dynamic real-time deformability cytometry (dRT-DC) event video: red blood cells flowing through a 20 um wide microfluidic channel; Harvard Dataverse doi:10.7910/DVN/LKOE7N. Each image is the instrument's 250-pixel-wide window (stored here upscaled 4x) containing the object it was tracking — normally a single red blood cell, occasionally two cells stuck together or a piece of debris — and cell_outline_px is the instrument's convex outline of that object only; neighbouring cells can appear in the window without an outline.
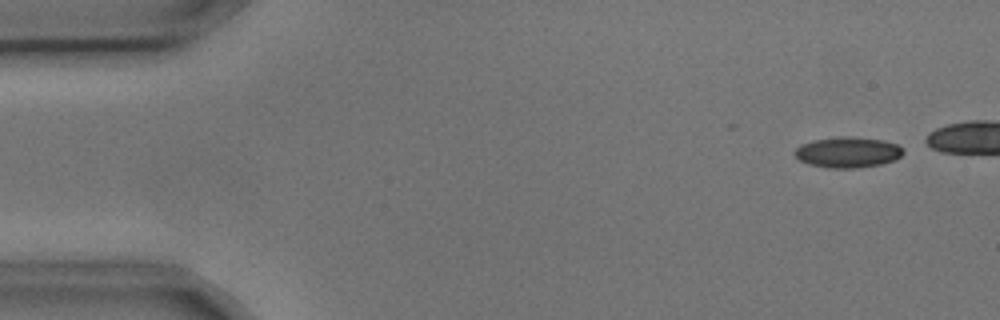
{"species": "common noctule bat (a hibernating species)", "species_latin": "Nyctalus noctula", "temperature_condition": "cold", "stored_images_in_passage": 5, "camera_frame_rate_fps": 3000, "um_per_image_px": 0.085, "animal": {"sex": "male", "body_mass_g": 17.9, "forearm_length_mm": 54.2}, "frame": {"image": 1, "passage_image": 1, "time_ms": 0.0, "image_size_px": [1000, 320], "cell_outline_px": [[904, 152], [900, 156], [892, 160], [880, 164], [856, 168], [828, 168], [808, 164], [800, 160], [792, 152], [800, 144], [816, 140], [840, 136], [852, 136], [884, 140], [896, 144]], "centroid_in_image_um": [72.02, 12.94], "position_along_channel_um": 13.0, "area_um2": 19.31}}